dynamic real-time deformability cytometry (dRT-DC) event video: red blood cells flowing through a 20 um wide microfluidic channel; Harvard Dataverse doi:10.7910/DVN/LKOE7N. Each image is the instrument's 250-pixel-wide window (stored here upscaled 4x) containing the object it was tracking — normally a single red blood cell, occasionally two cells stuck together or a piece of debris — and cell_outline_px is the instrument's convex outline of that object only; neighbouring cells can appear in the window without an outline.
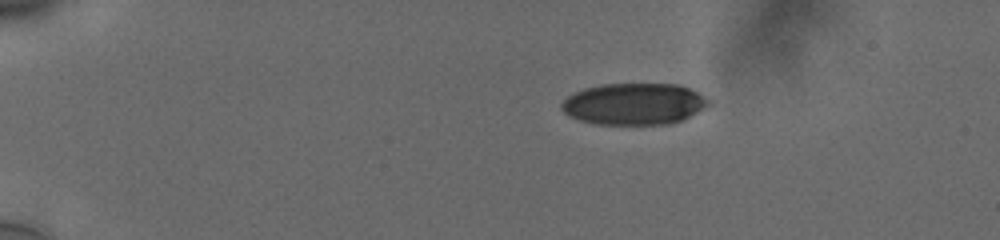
{"species": "human", "species_latin": "Homo sapiens", "temperature_condition": "cold", "stored_images_in_passage": 46, "camera_frame_rate_fps": 3000, "um_per_image_px": 0.085, "donor": {"sex": "male"}, "frame": {"image": 1, "passage_image": 1, "time_ms": 0.0, "image_size_px": [1000, 240], "cell_outline_px": [[708, 104], [704, 108], [680, 120], [668, 124], [596, 124], [580, 120], [568, 116], [560, 108], [560, 104], [568, 96], [584, 88], [600, 84], [676, 84], [688, 88], [696, 92], [708, 100]], "centroid_in_image_um": [53.82, 8.83], "position_along_channel_um": 31.2, "area_um2": 35.26}}
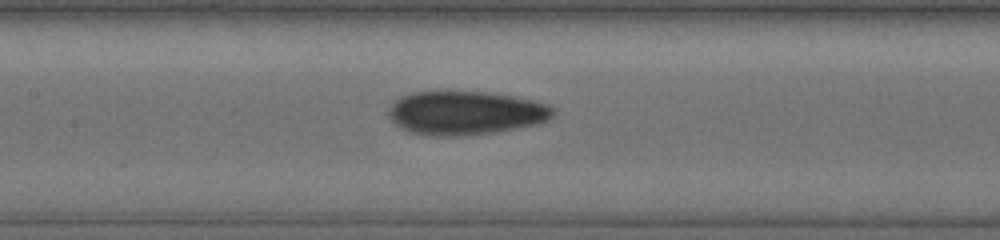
{"frame": {"image": 2, "passage_image": 19, "time_ms": 6.0, "image_size_px": [1000, 240], "cell_outline_px": [[556, 112], [548, 120], [516, 128], [496, 132], [456, 136], [436, 136], [412, 132], [400, 128], [392, 120], [388, 112], [392, 104], [400, 96], [412, 92], [492, 92], [532, 100], [548, 104]], "centroid_in_image_um": [39.57, 9.59], "position_along_channel_um": 167.8, "area_um2": 41.56}}
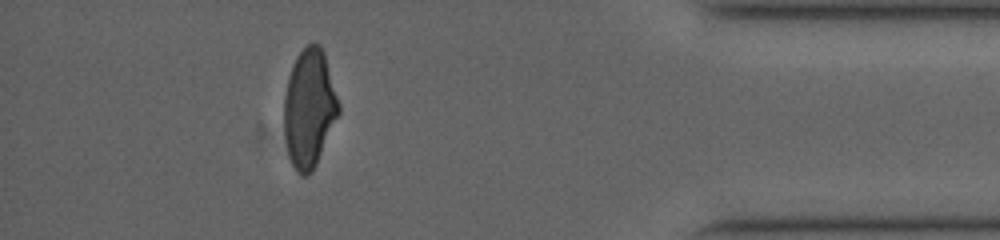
{"frame": {"image": 3, "passage_image": 41, "time_ms": 13.333, "image_size_px": [1000, 240], "cell_outline_px": [[340, 112], [316, 164], [312, 172], [304, 176], [300, 176], [296, 172], [288, 156], [284, 132], [284, 96], [288, 76], [292, 64], [296, 56], [308, 44], [320, 44], [324, 52], [340, 104]], "centroid_in_image_um": [26.28, 9.21], "position_along_channel_um": 408.9, "area_um2": 37.8}, "authors_computed_cell_mechanics": {"area_um2": 39.3618, "velocity_mm_per_s": 3.7868, "shape_relaxation_time_tau1_ms": 6.1594, "shape_relaxation_time_tau2_ms": 2.0661, "deformation_change_tau1": 0.1693, "deformation_change_tau2": 0.0822}}